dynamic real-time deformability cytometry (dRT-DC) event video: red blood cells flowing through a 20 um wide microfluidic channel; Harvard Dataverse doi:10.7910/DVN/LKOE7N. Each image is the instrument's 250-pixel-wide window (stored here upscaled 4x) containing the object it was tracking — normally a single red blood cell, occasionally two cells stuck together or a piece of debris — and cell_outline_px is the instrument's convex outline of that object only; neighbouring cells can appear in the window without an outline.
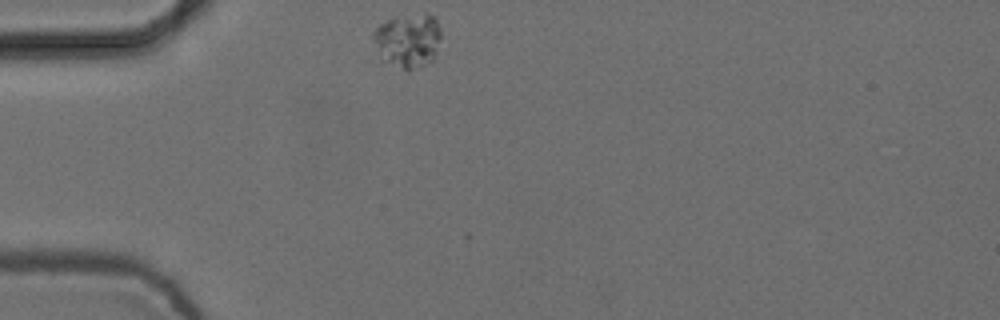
{"species": "common noctule bat (a hibernating species)", "species_latin": "Nyctalus noctula", "temperature_condition": "cold", "stored_images_in_passage": 6, "camera_frame_rate_fps": 3000, "um_per_image_px": 0.085, "animal": {"sex": "female", "body_mass_g": 24.6, "forearm_length_mm": 56.2}, "frame": {"image": 1, "passage_image": 1, "time_ms": 0.0, "image_size_px": [1000, 320], "cell_outline_px": [[440, 36], [436, 52], [432, 60], [408, 72], [388, 60], [372, 40], [372, 32], [380, 24], [388, 20], [428, 12], [436, 16], [440, 28]], "centroid_in_image_um": [34.74, 3.4], "position_along_channel_um": 50.3, "area_um2": 20.69}}
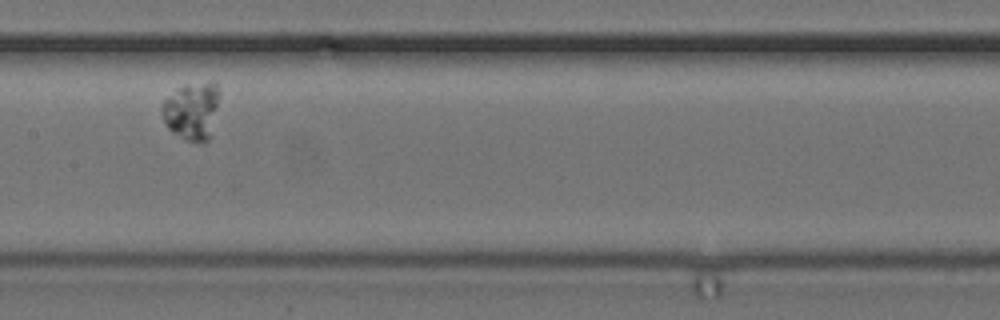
{"frame": {"image": 2, "passage_image": 5, "time_ms": 1.333, "image_size_px": [1000, 320], "cell_outline_px": [[220, 92], [212, 136], [204, 144], [200, 144], [184, 140], [172, 132], [164, 124], [160, 112], [160, 104], [168, 96], [184, 84], [212, 80], [216, 80]], "centroid_in_image_um": [16.33, 9.43], "position_along_channel_um": 191.1, "area_um2": 20.29}}
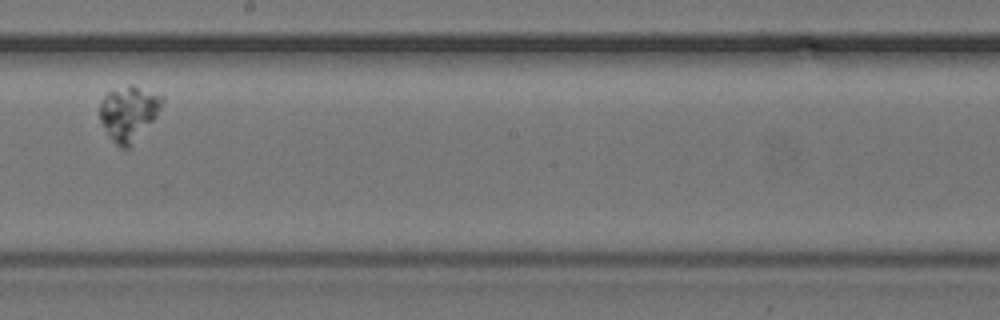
{"frame": {"image": 3, "passage_image": 6, "time_ms": 1.667, "image_size_px": [1000, 320], "cell_outline_px": [[164, 100], [156, 116], [128, 148], [120, 148], [108, 136], [100, 120], [100, 100], [108, 92], [128, 84], [132, 84], [164, 96]], "centroid_in_image_um": [10.92, 9.59], "position_along_channel_um": 237.3, "area_um2": 19.71}}